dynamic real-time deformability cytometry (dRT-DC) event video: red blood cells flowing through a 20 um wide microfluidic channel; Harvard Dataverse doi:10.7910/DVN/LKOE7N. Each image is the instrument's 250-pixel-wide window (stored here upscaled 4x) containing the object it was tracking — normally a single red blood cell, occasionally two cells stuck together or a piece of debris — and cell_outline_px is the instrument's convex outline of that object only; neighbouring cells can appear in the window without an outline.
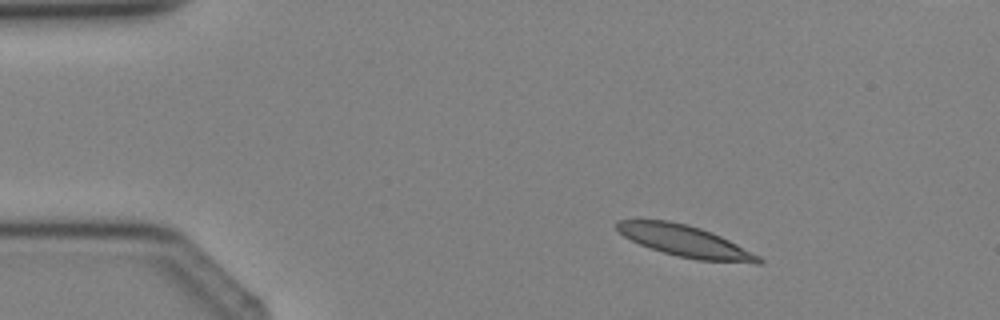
{"species": "Egyptian fruit bat (a non-hibernating species)", "species_latin": "Rousettus aegyptiacus", "temperature_condition": "cold", "stored_images_in_passage": 3, "camera_frame_rate_fps": 3000, "um_per_image_px": 0.085, "animal": {"sex": "female"}, "frame": {"image": 1, "passage_image": 1, "time_ms": 0.0, "image_size_px": [1000, 320], "cell_outline_px": [[764, 264], [756, 264], [696, 260], [664, 252], [640, 244], [624, 236], [616, 228], [616, 224], [620, 220], [668, 220], [688, 224], [712, 232], [760, 256], [764, 260]], "centroid_in_image_um": [58.31, 20.51], "position_along_channel_um": 26.7, "area_um2": 25.78}}